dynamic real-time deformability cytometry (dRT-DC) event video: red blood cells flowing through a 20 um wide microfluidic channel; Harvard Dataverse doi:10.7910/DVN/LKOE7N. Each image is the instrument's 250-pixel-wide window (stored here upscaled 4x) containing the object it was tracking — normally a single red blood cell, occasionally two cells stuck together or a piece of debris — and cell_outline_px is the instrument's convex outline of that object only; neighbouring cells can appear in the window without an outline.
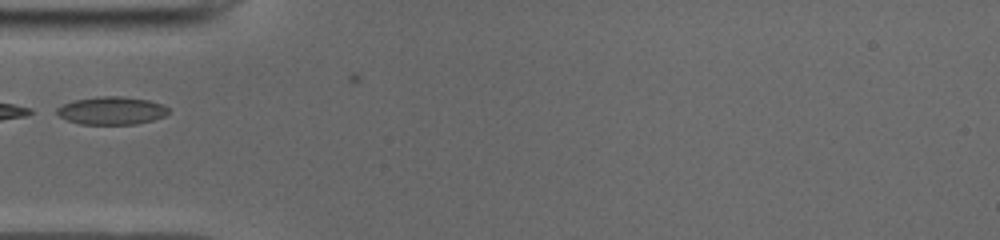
{"species": "common noctule bat (a hibernating species)", "species_latin": "Nyctalus noctula", "temperature_condition": "cold", "stored_images_in_passage": 24, "camera_frame_rate_fps": 3000, "um_per_image_px": 0.085, "animal": {"sex": "male", "body_mass_g": 19.0, "forearm_length_mm": 50.8}, "frame": {"image": 1, "passage_image": 1, "time_ms": 0.0, "image_size_px": [1000, 240], "cell_outline_px": [[168, 112], [164, 116], [152, 120], [136, 124], [80, 124], [68, 120], [60, 116], [56, 112], [56, 108], [64, 104], [76, 100], [96, 96], [120, 96], [148, 100], [160, 104], [168, 108]], "centroid_in_image_um": [9.47, 9.4], "position_along_channel_um": 75.5, "area_um2": 17.92}}